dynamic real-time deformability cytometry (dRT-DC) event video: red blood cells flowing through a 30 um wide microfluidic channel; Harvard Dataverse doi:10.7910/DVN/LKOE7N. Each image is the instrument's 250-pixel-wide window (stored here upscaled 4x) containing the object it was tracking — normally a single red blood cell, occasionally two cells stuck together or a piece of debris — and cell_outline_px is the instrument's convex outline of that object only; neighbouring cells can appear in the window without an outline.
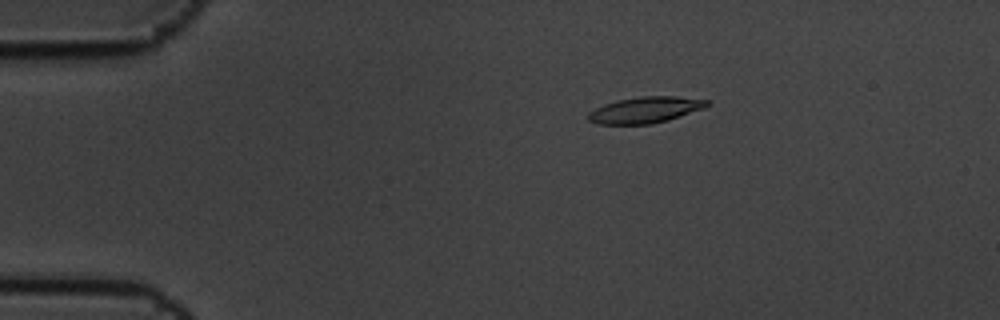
{"species": "common noctule bat (a hibernating species)", "species_latin": "Nyctalus noctula", "temperature_condition": "cold", "stored_images_in_passage": 4, "camera_frame_rate_fps": 3000, "um_per_image_px": 0.085, "animal": {"sex": "male", "body_mass_g": 19.5, "forearm_length_mm": 54.6}, "frame": {"image": 1, "passage_image": 2, "time_ms": 0.333, "image_size_px": [1000, 320], "cell_outline_px": [[712, 104], [704, 108], [668, 120], [652, 124], [596, 124], [588, 120], [588, 112], [604, 104], [616, 100], [640, 96], [676, 96], [708, 100]], "centroid_in_image_um": [54.85, 9.34], "position_along_channel_um": 30.1, "area_um2": 18.21}}